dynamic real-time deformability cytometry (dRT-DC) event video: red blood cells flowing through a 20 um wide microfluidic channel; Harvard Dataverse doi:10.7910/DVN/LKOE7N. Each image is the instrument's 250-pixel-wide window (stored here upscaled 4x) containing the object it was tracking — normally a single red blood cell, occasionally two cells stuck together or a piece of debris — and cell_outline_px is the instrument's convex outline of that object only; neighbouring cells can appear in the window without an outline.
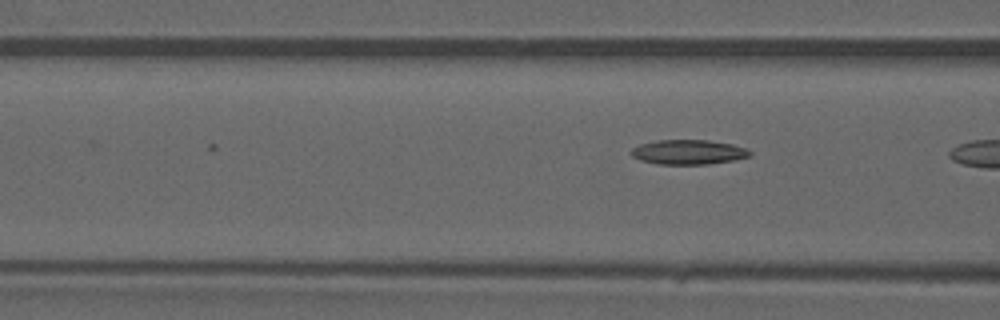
{"species": "common noctule bat (a hibernating species)", "species_latin": "Nyctalus noctula", "temperature_condition": "warm", "stored_images_in_passage": 4, "camera_frame_rate_fps": 3000, "um_per_image_px": 0.085, "animal": {"sex": "male", "forearm_length_mm": 52.5}, "frame": {"image": 1, "passage_image": 4, "time_ms": 1.0, "image_size_px": [1000, 320], "cell_outline_px": [[752, 156], [732, 160], [708, 164], [656, 164], [640, 160], [632, 156], [628, 152], [632, 148], [640, 144], [656, 140], [708, 140], [732, 144], [748, 148], [752, 152]], "centroid_in_image_um": [58.51, 12.92], "position_along_channel_um": 108.1, "area_um2": 17.22}}